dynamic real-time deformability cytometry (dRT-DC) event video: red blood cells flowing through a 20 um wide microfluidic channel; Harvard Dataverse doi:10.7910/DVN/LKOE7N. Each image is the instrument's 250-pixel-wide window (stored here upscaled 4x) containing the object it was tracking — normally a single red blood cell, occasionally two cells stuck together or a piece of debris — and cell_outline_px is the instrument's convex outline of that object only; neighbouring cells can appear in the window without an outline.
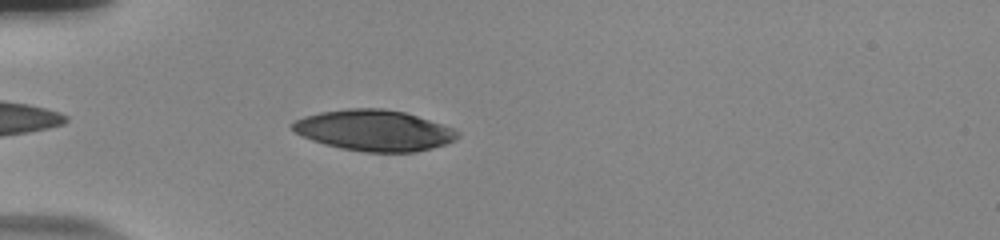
{"species": "human", "species_latin": "Homo sapiens", "temperature_condition": "room temperature", "stored_images_in_passage": 41, "camera_frame_rate_fps": 3000, "um_per_image_px": 0.085, "donor": {"sex": "male"}, "frame": {"image": 1, "passage_image": 3, "time_ms": 0.667, "image_size_px": [1000, 240], "cell_outline_px": [[460, 136], [456, 140], [432, 148], [416, 152], [364, 152], [340, 148], [324, 144], [312, 140], [296, 132], [288, 124], [304, 116], [320, 112], [348, 108], [384, 108], [404, 112], [452, 128], [460, 132]], "centroid_in_image_um": [31.79, 11.09], "position_along_channel_um": 53.2, "area_um2": 39.3}}
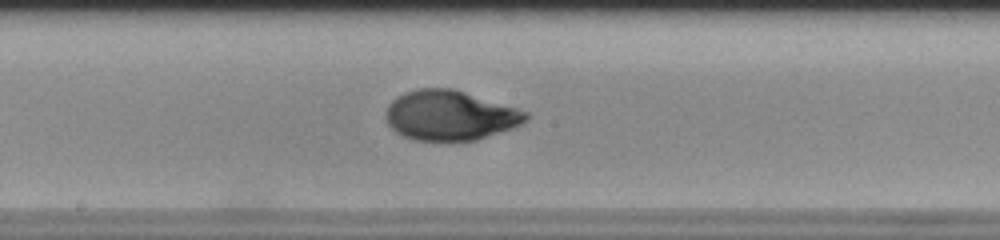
{"frame": {"image": 2, "passage_image": 17, "time_ms": 5.333, "image_size_px": [1000, 240], "cell_outline_px": [[532, 116], [528, 120], [512, 128], [476, 140], [416, 140], [404, 136], [396, 132], [388, 124], [384, 116], [384, 112], [388, 104], [396, 96], [404, 92], [416, 88], [452, 88], [516, 108], [528, 112]], "centroid_in_image_um": [38.22, 9.8], "position_along_channel_um": 210.0, "area_um2": 40.69}}
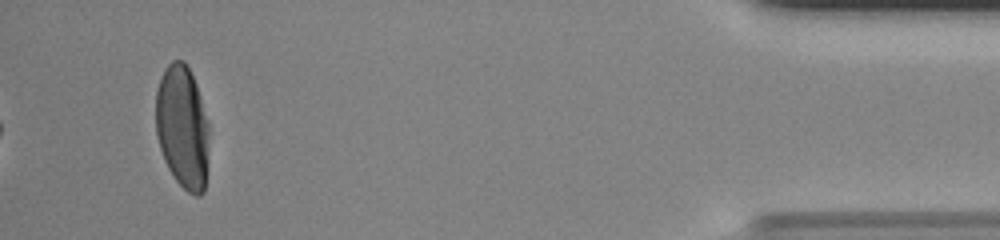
{"frame": {"image": 3, "passage_image": 39, "time_ms": 12.667, "image_size_px": [1000, 240], "cell_outline_px": [[208, 144], [204, 192], [200, 196], [196, 196], [188, 192], [176, 180], [168, 168], [164, 160], [160, 148], [156, 132], [156, 92], [160, 76], [164, 68], [172, 60], [184, 60], [196, 84], [200, 96], [208, 124]], "centroid_in_image_um": [15.49, 10.79], "position_along_channel_um": 419.7, "area_um2": 38.15}, "authors_computed_cell_mechanics": {"area_um2": 40.5178, "velocity_mm_per_s": 3.71, "shape_relaxation_time_tau1_ms": 4.4282, "shape_relaxation_time_tau2_ms": 0.9212, "deformation_change_tau1": 0.2154, "deformation_change_tau2": 0.0401}}